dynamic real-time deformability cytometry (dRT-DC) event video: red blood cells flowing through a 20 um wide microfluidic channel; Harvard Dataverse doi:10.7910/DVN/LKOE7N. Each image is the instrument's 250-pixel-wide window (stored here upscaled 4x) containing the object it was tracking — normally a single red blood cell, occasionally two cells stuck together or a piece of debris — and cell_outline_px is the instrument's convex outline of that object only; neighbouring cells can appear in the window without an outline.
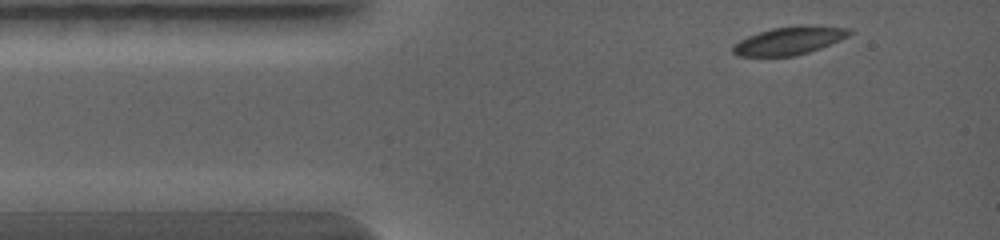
{"species": "common noctule bat (a hibernating species)", "species_latin": "Nyctalus noctula", "temperature_condition": "warm", "stored_images_in_passage": 30, "camera_frame_rate_fps": 5000, "um_per_image_px": 0.085, "animal": {"sex": "female", "body_mass_g": 19.0, "forearm_length_mm": 56.7}, "frame": {"image": 1, "passage_image": 1, "time_ms": 0.0, "image_size_px": [1000, 240], "cell_outline_px": [[852, 32], [848, 36], [840, 40], [820, 48], [796, 56], [736, 56], [732, 52], [732, 44], [748, 36], [772, 28], [800, 24], [852, 28]], "centroid_in_image_um": [67.09, 3.45], "position_along_channel_um": 17.9, "area_um2": 19.19}}
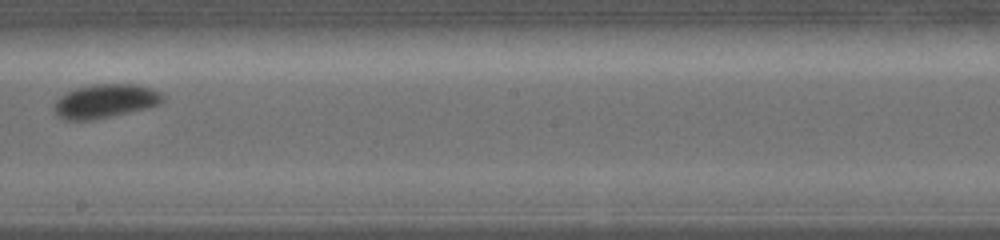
{"frame": {"image": 2, "passage_image": 17, "time_ms": 4.2, "image_size_px": [1000, 240], "cell_outline_px": [[164, 100], [160, 104], [148, 108], [92, 120], [64, 120], [56, 116], [56, 100], [60, 96], [76, 88], [92, 84], [132, 84], [152, 88], [160, 92], [164, 96]], "centroid_in_image_um": [8.97, 8.59], "position_along_channel_um": 239.2, "area_um2": 21.33}}
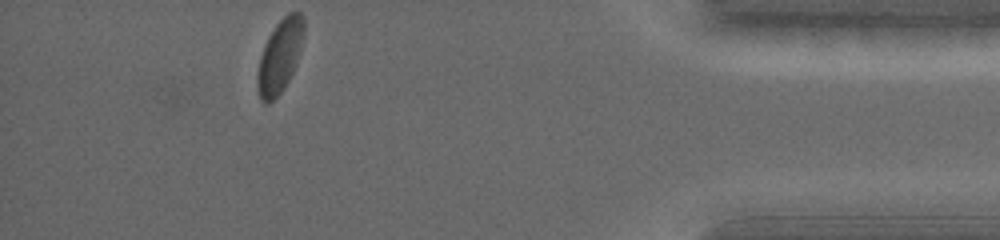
{"frame": {"image": 3, "passage_image": 30, "time_ms": 7.6, "image_size_px": [1000, 240], "cell_outline_px": [[304, 36], [300, 52], [292, 72], [284, 88], [268, 104], [264, 104], [260, 100], [256, 88], [256, 80], [260, 56], [264, 44], [268, 36], [276, 24], [288, 12], [300, 12], [304, 16]], "centroid_in_image_um": [23.77, 4.76], "position_along_channel_um": 411.4, "area_um2": 19.94}}